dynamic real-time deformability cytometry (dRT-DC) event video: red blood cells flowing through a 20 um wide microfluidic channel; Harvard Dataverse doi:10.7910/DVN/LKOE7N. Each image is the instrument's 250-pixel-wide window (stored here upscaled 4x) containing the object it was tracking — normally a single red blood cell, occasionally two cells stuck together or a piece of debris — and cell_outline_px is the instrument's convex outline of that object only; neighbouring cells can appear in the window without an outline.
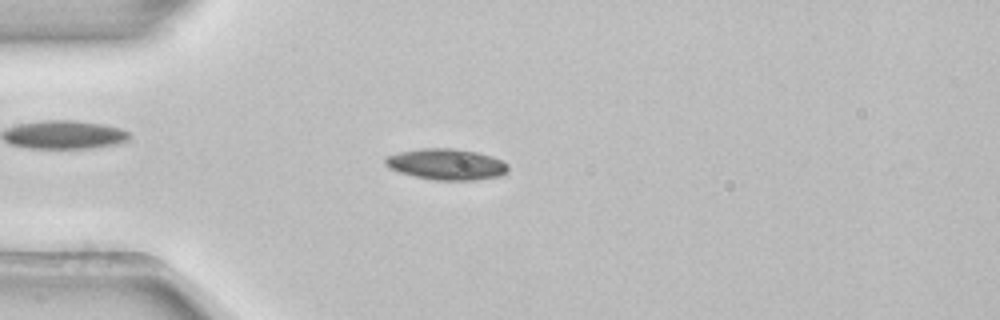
{"species": "common noctule bat (a hibernating species)", "species_latin": "Nyctalus noctula", "temperature_condition": "room temperature", "stored_images_in_passage": 53, "camera_frame_rate_fps": 3000, "um_per_image_px": 0.085, "animal": {"sex": "female", "body_mass_g": 22.7, "forearm_length_mm": 54.2}, "frame": {"image": 1, "passage_image": 14, "time_ms": 4.333, "image_size_px": [1000, 320], "cell_outline_px": [[508, 172], [500, 176], [476, 180], [432, 180], [400, 172], [388, 168], [384, 164], [384, 156], [400, 152], [420, 148], [452, 148], [480, 152], [492, 156], [508, 164]], "centroid_in_image_um": [37.94, 13.96], "position_along_channel_um": 47.1, "area_um2": 22.48}}
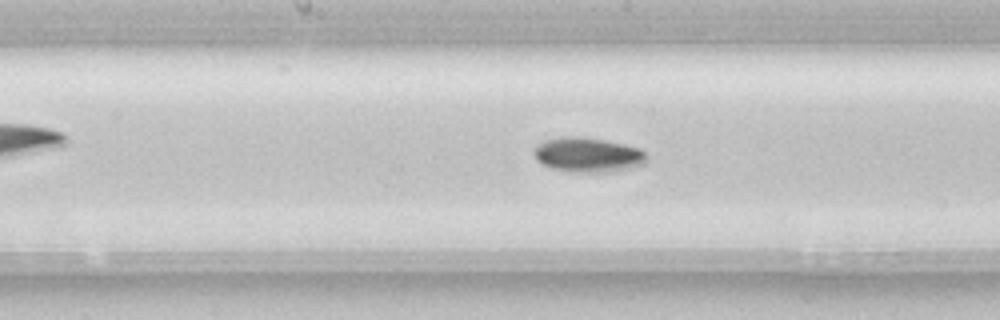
{"frame": {"image": 2, "passage_image": 27, "time_ms": 8.667, "image_size_px": [1000, 320], "cell_outline_px": [[648, 160], [644, 164], [632, 168], [612, 172], [572, 172], [552, 168], [540, 164], [536, 160], [532, 152], [540, 144], [548, 140], [568, 136], [604, 140], [624, 144], [640, 148], [648, 156]], "centroid_in_image_um": [50.01, 13.19], "position_along_channel_um": 198.2, "area_um2": 22.72}}
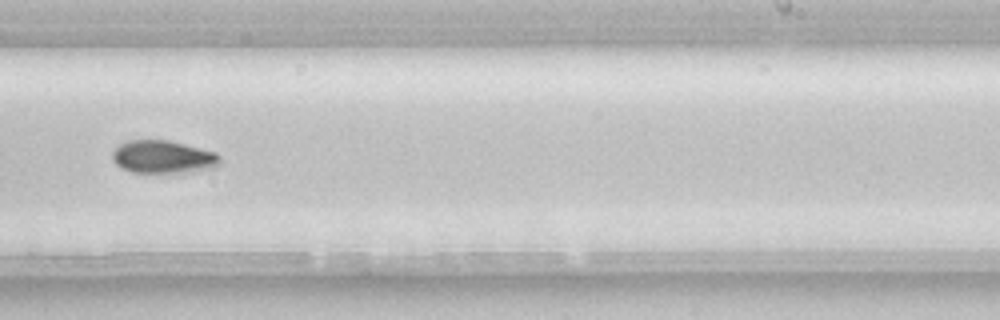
{"frame": {"image": 3, "passage_image": 33, "time_ms": 10.667, "image_size_px": [1000, 320], "cell_outline_px": [[220, 160], [216, 164], [208, 168], [192, 172], [132, 172], [120, 168], [112, 160], [112, 152], [120, 144], [128, 140], [168, 140], [216, 152], [220, 156]], "centroid_in_image_um": [13.81, 13.33], "position_along_channel_um": 275.2, "area_um2": 20.4}, "authors_computed_cell_mechanics": {"area_um2": 20.3456, "velocity_mm_per_s": 3.8749, "shape_relaxation_time_tau1_ms": 2.7581, "shape_relaxation_time_tau2_ms": null, "deformation_change_tau1": 0.1007, "deformation_change_tau2": null}}